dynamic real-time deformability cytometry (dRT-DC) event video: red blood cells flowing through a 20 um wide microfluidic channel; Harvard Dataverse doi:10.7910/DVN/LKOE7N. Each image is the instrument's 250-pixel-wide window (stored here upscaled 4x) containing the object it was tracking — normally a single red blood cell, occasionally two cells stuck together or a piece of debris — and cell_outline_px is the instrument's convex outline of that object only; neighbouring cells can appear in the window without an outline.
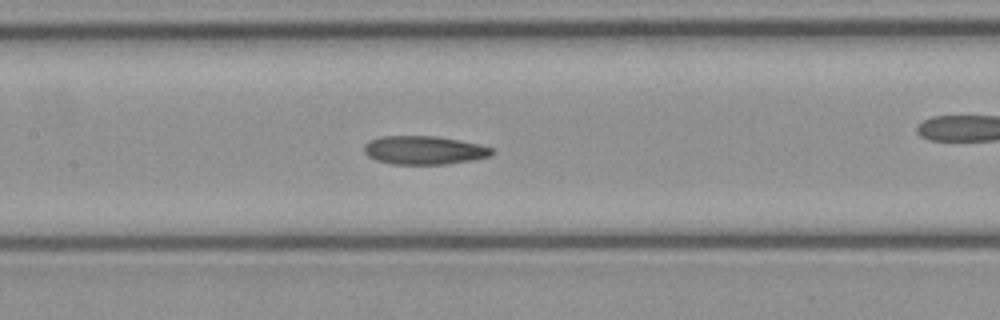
{"species": "common noctule bat (a hibernating species)", "species_latin": "Nyctalus noctula", "temperature_condition": "cold", "stored_images_in_passage": 45, "camera_frame_rate_fps": 3000, "um_per_image_px": 0.085, "animal": {"sex": "female", "body_mass_g": 21.9}, "frame": {"image": 1, "passage_image": 20, "time_ms": 6.333, "image_size_px": [1000, 320], "cell_outline_px": [[496, 152], [492, 156], [472, 160], [444, 164], [392, 164], [376, 160], [368, 156], [364, 152], [364, 144], [368, 140], [380, 136], [436, 136], [480, 144], [492, 148]], "centroid_in_image_um": [36.05, 12.76], "position_along_channel_um": 171.4, "area_um2": 21.39}}